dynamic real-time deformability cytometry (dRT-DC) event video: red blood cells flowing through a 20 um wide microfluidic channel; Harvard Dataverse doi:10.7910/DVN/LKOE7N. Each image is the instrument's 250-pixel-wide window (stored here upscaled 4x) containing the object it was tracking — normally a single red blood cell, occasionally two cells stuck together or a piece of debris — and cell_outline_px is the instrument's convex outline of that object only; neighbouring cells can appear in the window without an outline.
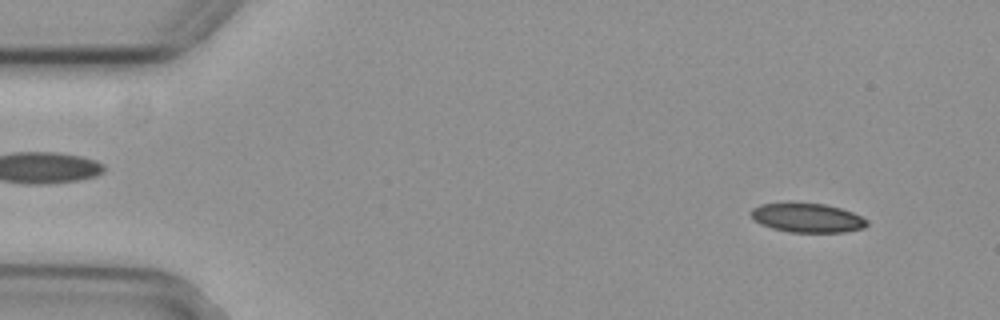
{"species": "common noctule bat (a hibernating species)", "species_latin": "Nyctalus noctula", "temperature_condition": "cold", "stored_images_in_passage": 53, "camera_frame_rate_fps": 3000, "um_per_image_px": 0.085, "animal": {"sex": "female", "body_mass_g": 29.2, "forearm_length_mm": 56.3}, "frame": {"image": 1, "passage_image": 4, "time_ms": 1.0, "image_size_px": [1000, 320], "cell_outline_px": [[868, 224], [864, 228], [844, 232], [788, 232], [772, 228], [760, 224], [752, 220], [752, 208], [760, 204], [824, 204], [840, 208], [852, 212], [868, 220]], "centroid_in_image_um": [68.63, 18.54], "position_along_channel_um": 16.4, "area_um2": 19.42}}
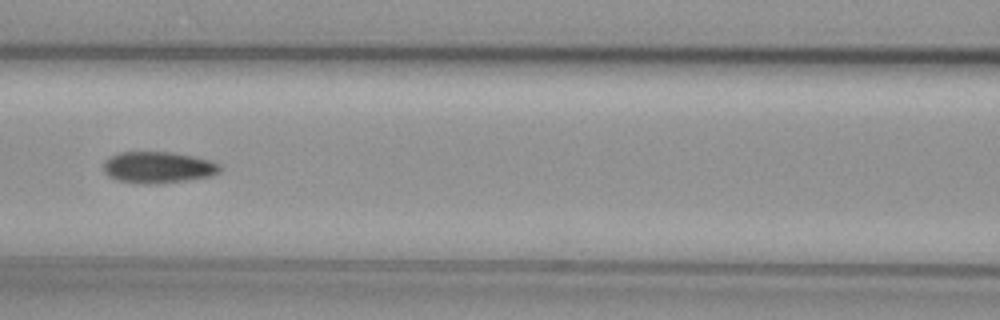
{"frame": {"image": 2, "passage_image": 23, "time_ms": 7.333, "image_size_px": [1000, 320], "cell_outline_px": [[220, 172], [212, 176], [188, 180], [156, 184], [132, 184], [116, 180], [108, 176], [104, 172], [104, 160], [120, 152], [172, 152], [212, 160], [220, 164]], "centroid_in_image_um": [13.43, 14.24], "position_along_channel_um": 153.2, "area_um2": 21.68}}
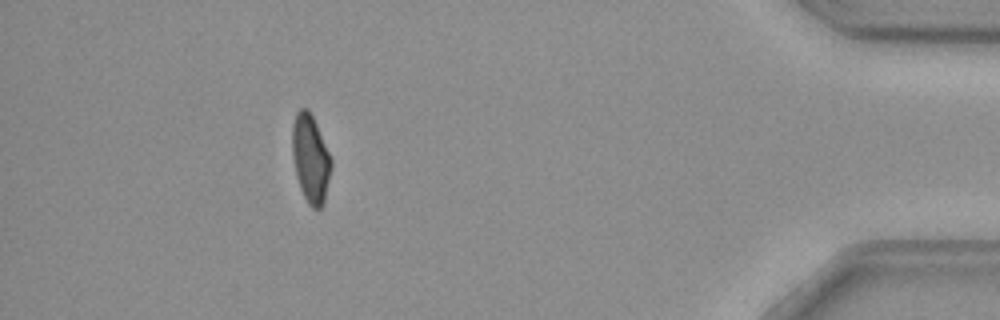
{"frame": {"image": 3, "passage_image": 48, "time_ms": 15.667, "image_size_px": [1000, 320], "cell_outline_px": [[332, 164], [324, 204], [320, 208], [312, 208], [308, 204], [300, 188], [296, 176], [292, 156], [292, 124], [296, 112], [300, 108], [308, 108], [316, 124], [332, 160]], "centroid_in_image_um": [26.38, 13.49], "position_along_channel_um": 408.8, "area_um2": 20.0}, "authors_computed_cell_mechanics": {"area_um2": 20.8658, "velocity_mm_per_s": 3.7793, "shape_relaxation_time_tau1_ms": null, "shape_relaxation_time_tau2_ms": 3.8148, "deformation_change_tau1": null, "deformation_change_tau2": 0.0788}}